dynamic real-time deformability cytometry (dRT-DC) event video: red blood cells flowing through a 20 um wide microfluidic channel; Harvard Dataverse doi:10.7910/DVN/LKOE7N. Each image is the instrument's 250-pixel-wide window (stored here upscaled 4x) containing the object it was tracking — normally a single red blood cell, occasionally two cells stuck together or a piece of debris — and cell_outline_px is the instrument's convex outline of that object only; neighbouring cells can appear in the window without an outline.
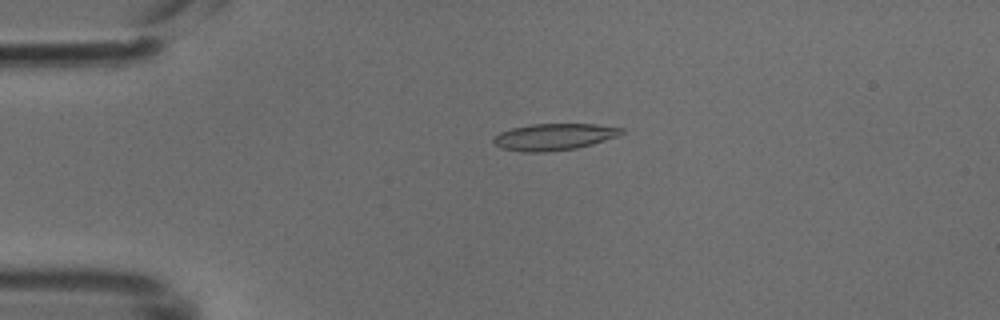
{"species": "common noctule bat (a hibernating species)", "species_latin": "Nyctalus noctula", "temperature_condition": "cold", "stored_images_in_passage": 49, "camera_frame_rate_fps": 3000, "um_per_image_px": 0.085, "animal": {"sex": "male", "body_mass_g": 18.8}, "frame": {"image": 1, "passage_image": 11, "time_ms": 3.333, "image_size_px": [1000, 320], "cell_outline_px": [[624, 132], [620, 136], [592, 144], [576, 148], [544, 152], [524, 152], [504, 148], [496, 144], [492, 140], [500, 132], [512, 128], [532, 124], [596, 124], [624, 128]], "centroid_in_image_um": [47.15, 11.62], "position_along_channel_um": 37.8, "area_um2": 19.77}}
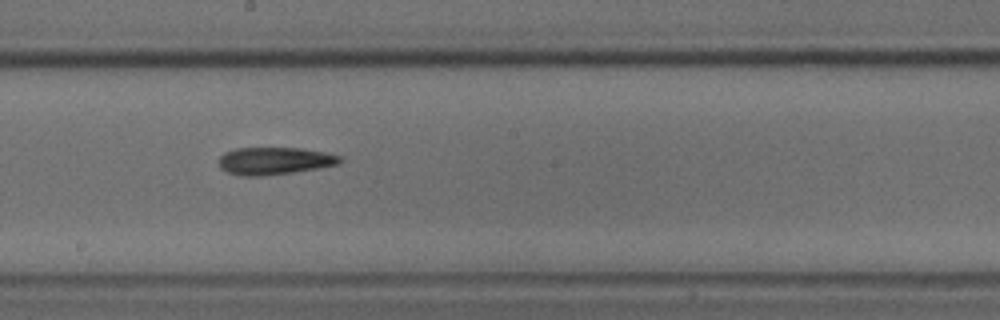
{"frame": {"image": 2, "passage_image": 27, "time_ms": 8.667, "image_size_px": [1000, 320], "cell_outline_px": [[344, 160], [340, 164], [292, 172], [264, 176], [240, 176], [228, 172], [220, 168], [220, 156], [224, 152], [236, 148], [300, 148], [324, 152], [340, 156]], "centroid_in_image_um": [23.33, 13.67], "position_along_channel_um": 224.9, "area_um2": 19.31}}
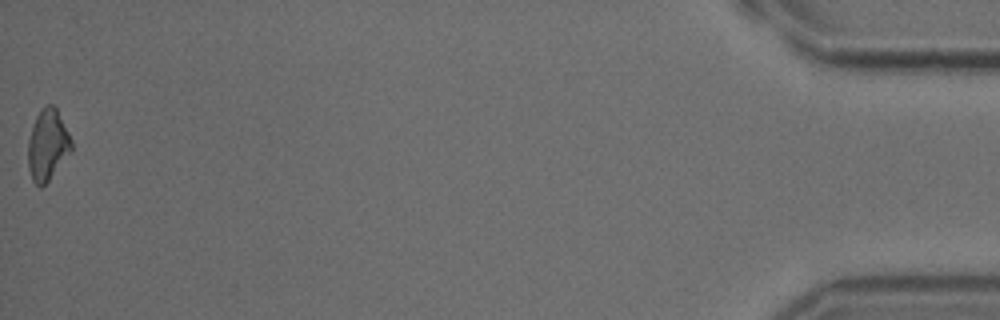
{"frame": {"image": 3, "passage_image": 49, "time_ms": 16.0, "image_size_px": [1000, 320], "cell_outline_px": [[72, 152], [48, 180], [40, 188], [32, 180], [28, 168], [28, 140], [32, 124], [36, 116], [48, 104], [52, 104], [56, 108], [72, 140]], "centroid_in_image_um": [4.04, 12.34], "position_along_channel_um": 431.2, "area_um2": 17.86}}